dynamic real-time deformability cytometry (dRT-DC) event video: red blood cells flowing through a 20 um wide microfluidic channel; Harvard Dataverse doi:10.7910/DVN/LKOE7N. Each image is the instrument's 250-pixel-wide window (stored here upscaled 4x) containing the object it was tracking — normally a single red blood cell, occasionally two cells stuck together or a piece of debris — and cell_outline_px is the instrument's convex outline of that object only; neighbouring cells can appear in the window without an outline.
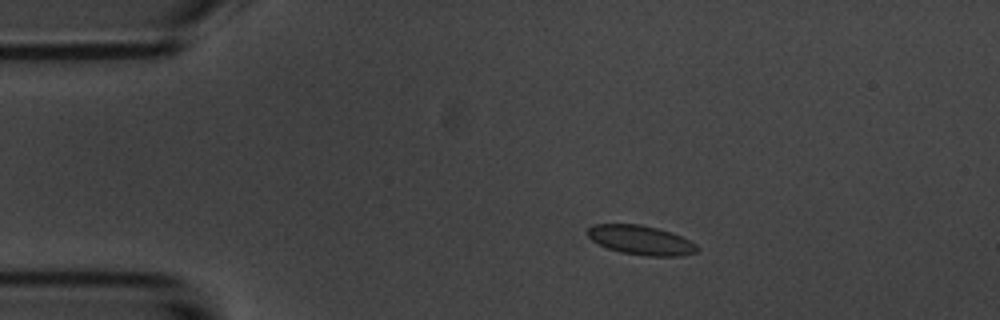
{"species": "common noctule bat (a hibernating species)", "species_latin": "Nyctalus noctula", "temperature_condition": "room temperature", "stored_images_in_passage": 4, "camera_frame_rate_fps": 3000, "um_per_image_px": 0.085, "animal": {"sex": "male", "body_mass_g": 20.1, "forearm_length_mm": 53.5}, "frame": {"image": 1, "passage_image": 2, "time_ms": 1.333, "image_size_px": [1000, 320], "cell_outline_px": [[700, 248], [696, 252], [680, 256], [648, 256], [620, 252], [608, 248], [592, 240], [588, 236], [588, 228], [592, 224], [640, 224], [672, 232], [696, 244]], "centroid_in_image_um": [54.48, 20.41], "position_along_channel_um": 30.5, "area_um2": 18.61}}
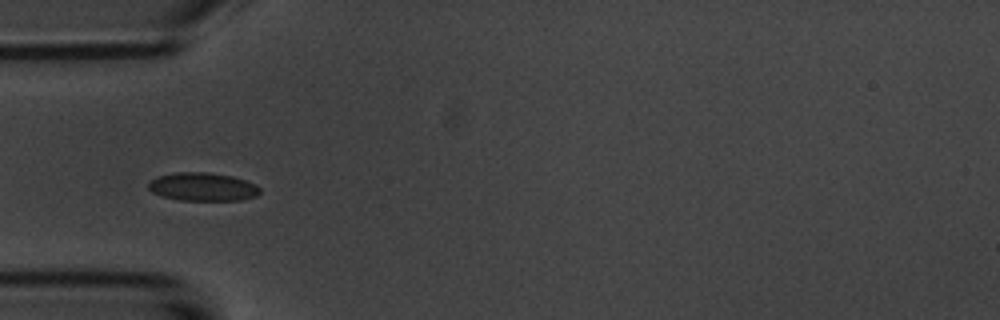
{"frame": {"image": 2, "passage_image": 4, "time_ms": 3.667, "image_size_px": [1000, 320], "cell_outline_px": [[260, 192], [256, 196], [240, 200], [180, 200], [160, 196], [152, 192], [148, 188], [148, 180], [156, 176], [176, 172], [208, 172], [232, 176], [256, 184], [260, 188]], "centroid_in_image_um": [17.18, 15.87], "position_along_channel_um": 67.8, "area_um2": 18.55}}